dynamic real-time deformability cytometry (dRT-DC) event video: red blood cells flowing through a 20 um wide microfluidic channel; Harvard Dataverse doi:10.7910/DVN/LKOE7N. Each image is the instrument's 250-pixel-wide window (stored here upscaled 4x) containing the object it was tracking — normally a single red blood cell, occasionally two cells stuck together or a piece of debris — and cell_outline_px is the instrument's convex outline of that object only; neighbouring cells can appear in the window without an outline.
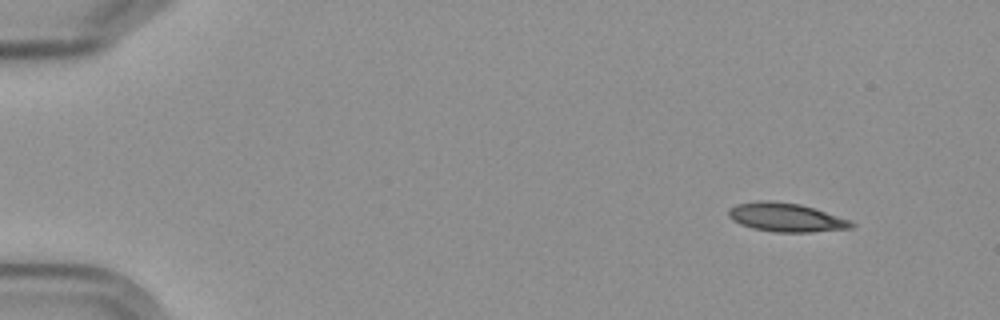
{"species": "Egyptian fruit bat (a non-hibernating species)", "species_latin": "Rousettus aegyptiacus", "temperature_condition": "cold", "stored_images_in_passage": 8, "camera_frame_rate_fps": 3000, "um_per_image_px": 0.085, "frame": {"image": 1, "passage_image": 2, "time_ms": 1.333, "image_size_px": [1000, 320], "cell_outline_px": [[856, 224], [852, 228], [812, 232], [776, 232], [752, 228], [740, 224], [732, 220], [728, 216], [728, 208], [736, 204], [760, 200], [768, 200], [800, 204], [816, 208], [852, 220]], "centroid_in_image_um": [66.83, 18.47], "position_along_channel_um": 18.2, "area_um2": 20.87}}
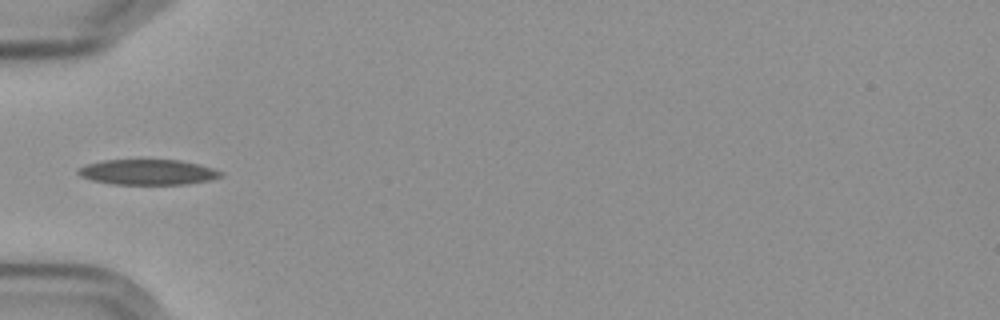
{"frame": {"image": 2, "passage_image": 6, "time_ms": 6.0, "image_size_px": [1000, 320], "cell_outline_px": [[224, 176], [212, 180], [188, 184], [112, 184], [92, 180], [80, 176], [76, 172], [80, 168], [88, 164], [104, 160], [180, 160], [212, 168], [224, 172]], "centroid_in_image_um": [12.61, 14.64], "position_along_channel_um": 72.4, "area_um2": 21.04}}
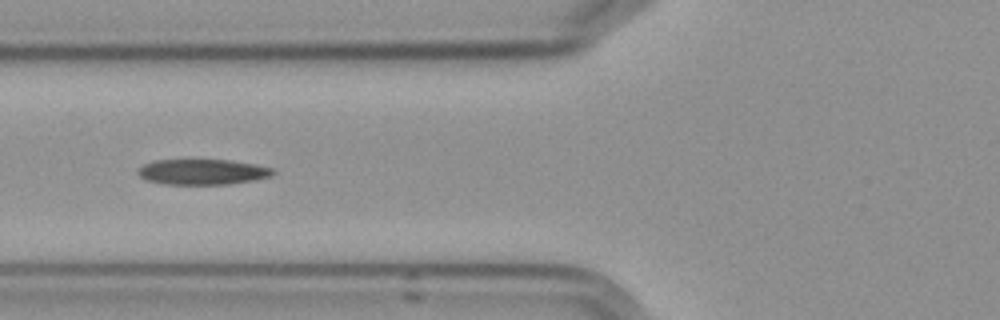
{"frame": {"image": 3, "passage_image": 7, "time_ms": 7.0, "image_size_px": [1000, 320], "cell_outline_px": [[276, 172], [272, 176], [252, 180], [228, 184], [164, 184], [144, 180], [136, 172], [136, 168], [144, 164], [156, 160], [228, 160], [256, 164], [272, 168]], "centroid_in_image_um": [17.17, 14.61], "position_along_channel_um": 108.6, "area_um2": 20.11}}